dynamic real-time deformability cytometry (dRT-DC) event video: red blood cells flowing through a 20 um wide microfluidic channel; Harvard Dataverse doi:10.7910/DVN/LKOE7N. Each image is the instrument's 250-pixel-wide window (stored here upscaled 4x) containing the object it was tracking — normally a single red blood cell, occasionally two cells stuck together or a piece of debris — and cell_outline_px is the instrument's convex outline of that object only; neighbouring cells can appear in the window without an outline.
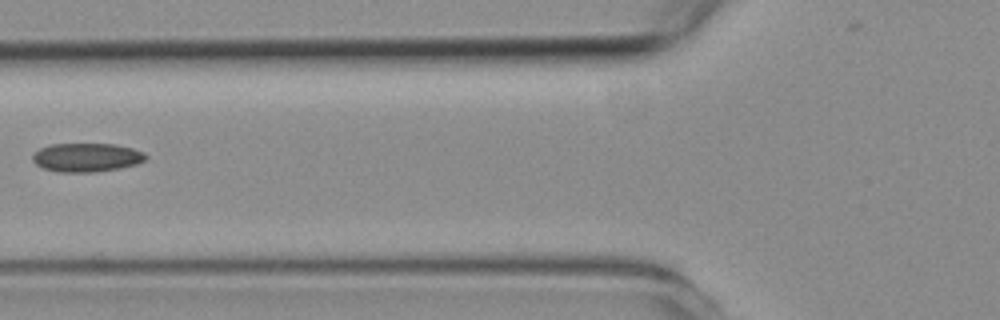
{"species": "common noctule bat (a hibernating species)", "species_latin": "Nyctalus noctula", "temperature_condition": "room temperature", "stored_images_in_passage": 6, "camera_frame_rate_fps": 3000, "um_per_image_px": 0.085, "animal": {"sex": "female", "body_mass_g": 19.3, "forearm_length_mm": 54.1}, "frame": {"image": 1, "passage_image": 5, "time_ms": 4.667, "image_size_px": [1000, 320], "cell_outline_px": [[148, 156], [144, 160], [136, 164], [120, 168], [96, 172], [60, 172], [44, 168], [36, 164], [32, 160], [32, 156], [40, 148], [52, 144], [116, 144], [132, 148], [144, 152]], "centroid_in_image_um": [7.38, 13.38], "position_along_channel_um": 118.4, "area_um2": 18.9}}
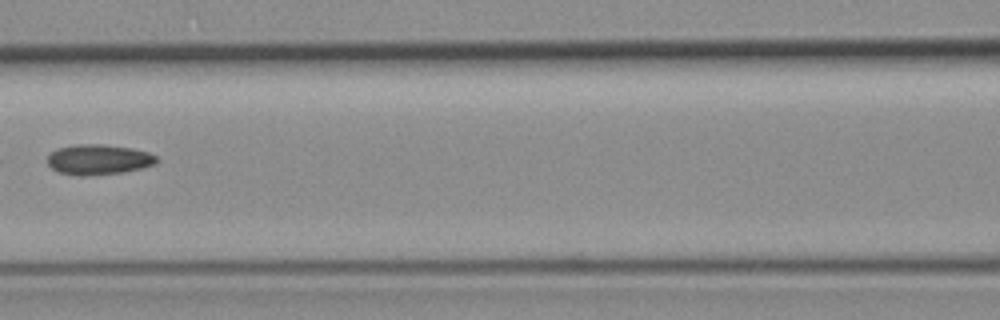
{"frame": {"image": 2, "passage_image": 6, "time_ms": 5.667, "image_size_px": [1000, 320], "cell_outline_px": [[160, 160], [156, 164], [124, 172], [84, 176], [76, 176], [60, 172], [52, 168], [48, 164], [48, 156], [52, 152], [60, 148], [76, 144], [100, 144], [132, 148], [148, 152], [156, 156]], "centroid_in_image_um": [8.41, 13.56], "position_along_channel_um": 158.2, "area_um2": 19.19}}